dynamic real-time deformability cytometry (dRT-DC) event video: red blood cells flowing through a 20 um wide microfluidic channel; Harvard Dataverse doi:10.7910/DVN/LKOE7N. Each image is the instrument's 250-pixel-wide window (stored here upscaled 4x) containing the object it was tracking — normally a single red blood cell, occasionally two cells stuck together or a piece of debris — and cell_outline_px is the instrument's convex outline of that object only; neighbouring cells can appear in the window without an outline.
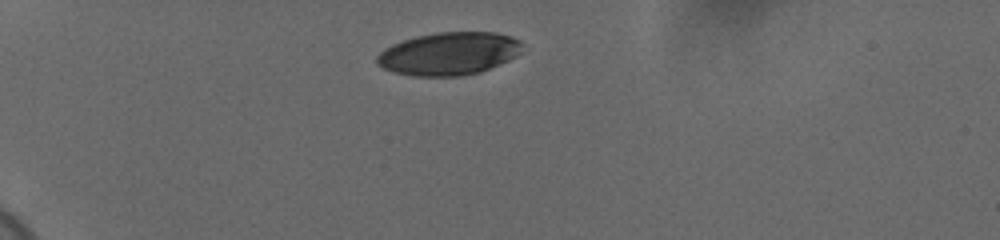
{"species": "human", "species_latin": "Homo sapiens", "temperature_condition": "cold", "stored_images_in_passage": 36, "camera_frame_rate_fps": 3000, "um_per_image_px": 0.085, "donor": {"sex": "female"}, "frame": {"image": 1, "passage_image": 1, "time_ms": 0.0, "image_size_px": [1000, 240], "cell_outline_px": [[520, 52], [516, 56], [508, 60], [480, 72], [460, 76], [412, 76], [392, 72], [376, 64], [376, 56], [384, 48], [392, 44], [416, 36], [436, 32], [496, 32], [512, 36], [520, 40]], "centroid_in_image_um": [38.12, 4.56], "position_along_channel_um": 46.9, "area_um2": 36.36}}
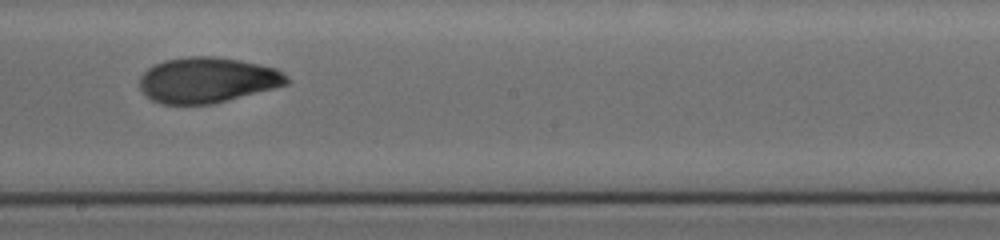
{"frame": {"image": 2, "passage_image": 20, "time_ms": 6.333, "image_size_px": [1000, 240], "cell_outline_px": [[288, 84], [212, 104], [160, 104], [152, 100], [140, 88], [140, 76], [148, 68], [164, 60], [188, 56], [216, 56], [240, 60], [276, 68], [288, 76]], "centroid_in_image_um": [17.61, 6.79], "position_along_channel_um": 230.6, "area_um2": 38.84}}
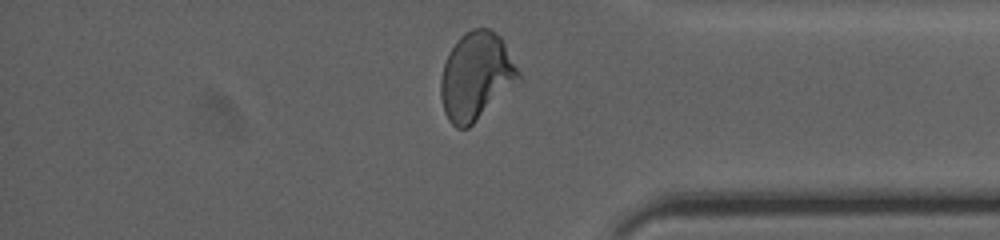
{"frame": {"image": 3, "passage_image": 34, "time_ms": 11.0, "image_size_px": [1000, 240], "cell_outline_px": [[520, 76], [468, 128], [456, 128], [448, 120], [444, 112], [440, 96], [440, 80], [444, 64], [456, 40], [464, 32], [472, 28], [488, 28], [496, 32], [500, 36], [520, 72]], "centroid_in_image_um": [40.41, 6.44], "position_along_channel_um": 394.8, "area_um2": 38.78}, "authors_computed_cell_mechanics": {"area_um2": 38.9283, "velocity_mm_per_s": 3.6888, "shape_relaxation_time_tau1_ms": 5.6228, "shape_relaxation_time_tau2_ms": 1.6065, "deformation_change_tau1": 0.1817, "deformation_change_tau2": 0.0627}}